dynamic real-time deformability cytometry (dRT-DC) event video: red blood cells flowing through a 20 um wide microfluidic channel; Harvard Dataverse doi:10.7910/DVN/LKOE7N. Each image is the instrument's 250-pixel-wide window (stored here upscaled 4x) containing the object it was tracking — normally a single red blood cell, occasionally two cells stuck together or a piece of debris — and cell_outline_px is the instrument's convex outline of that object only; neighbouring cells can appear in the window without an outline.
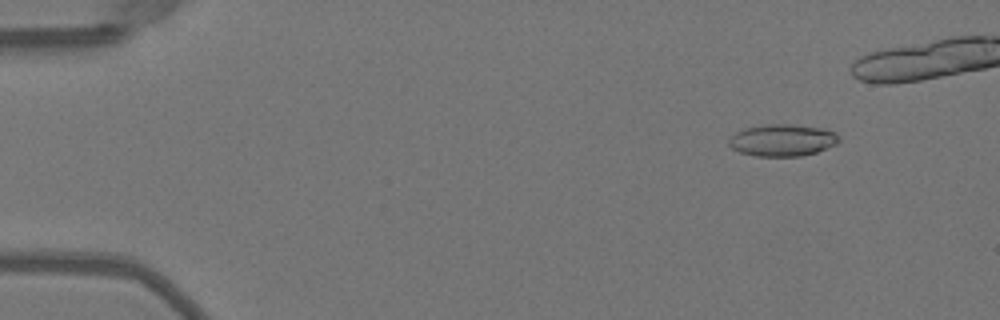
{"species": "Egyptian fruit bat (a non-hibernating species)", "species_latin": "Rousettus aegyptiacus", "temperature_condition": "warm", "stored_images_in_passage": 42, "camera_frame_rate_fps": 3000, "um_per_image_px": 0.085, "animal": {"sex": "female"}, "frame": {"image": 1, "passage_image": 6, "time_ms": 1.667, "image_size_px": [1000, 320], "cell_outline_px": [[840, 140], [836, 144], [816, 152], [800, 156], [756, 156], [740, 152], [732, 148], [728, 144], [728, 140], [736, 132], [748, 128], [772, 124], [788, 124], [820, 128], [836, 132]], "centroid_in_image_um": [66.51, 11.93], "position_along_channel_um": 18.5, "area_um2": 20.17}}
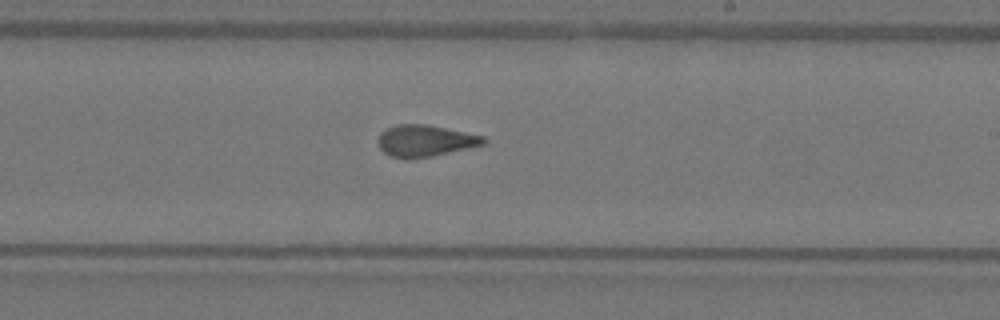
{"frame": {"image": 2, "passage_image": 31, "time_ms": 10.0, "image_size_px": [1000, 320], "cell_outline_px": [[488, 140], [484, 144], [432, 156], [392, 156], [384, 152], [380, 148], [376, 140], [380, 132], [396, 124], [424, 124], [484, 136]], "centroid_in_image_um": [36.12, 11.93], "position_along_channel_um": 252.9, "area_um2": 18.79}}
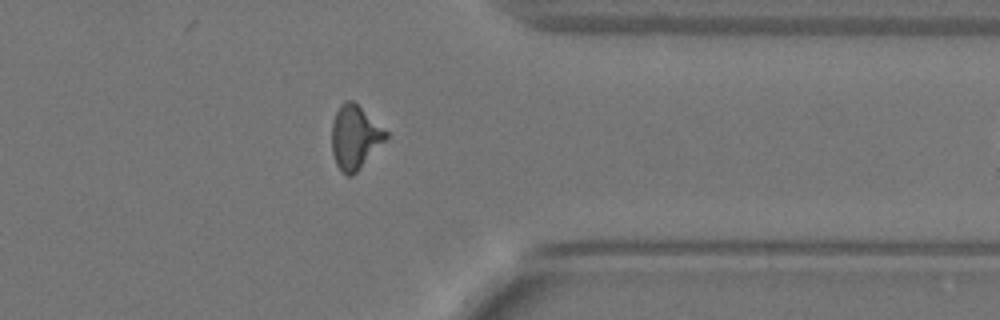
{"frame": {"image": 3, "passage_image": 41, "time_ms": 13.333, "image_size_px": [1000, 320], "cell_outline_px": [[388, 136], [356, 172], [352, 176], [348, 176], [336, 164], [332, 152], [332, 120], [340, 104], [344, 100], [352, 100], [388, 132]], "centroid_in_image_um": [30.14, 11.63], "position_along_channel_um": 381.3, "area_um2": 19.65}}